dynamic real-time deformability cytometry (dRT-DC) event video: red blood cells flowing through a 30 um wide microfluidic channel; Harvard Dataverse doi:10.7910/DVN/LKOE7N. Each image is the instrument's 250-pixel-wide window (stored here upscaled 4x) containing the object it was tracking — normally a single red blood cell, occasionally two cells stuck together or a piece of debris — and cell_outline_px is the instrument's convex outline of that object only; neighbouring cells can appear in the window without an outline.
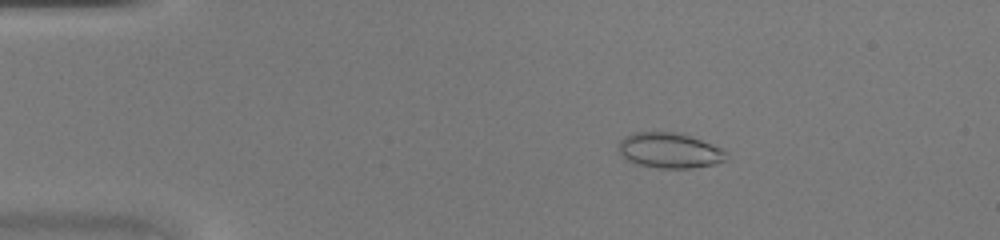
{"species": "common noctule bat (a hibernating species)", "species_latin": "Nyctalus noctula", "temperature_condition": "warm", "stored_images_in_passage": 47, "camera_frame_rate_fps": 3000, "um_per_image_px": 0.085, "animal": {"sex": "female", "body_mass_g": 20.0, "forearm_length_mm": 54.0}, "frame": {"image": 1, "passage_image": 9, "time_ms": 2.667, "image_size_px": [1000, 240], "cell_outline_px": [[728, 160], [716, 164], [692, 168], [660, 168], [636, 164], [624, 160], [620, 152], [620, 140], [624, 136], [636, 132], [680, 132], [712, 144], [720, 148], [724, 152]], "centroid_in_image_um": [56.9, 12.79], "position_along_channel_um": 28.1, "area_um2": 22.25}}
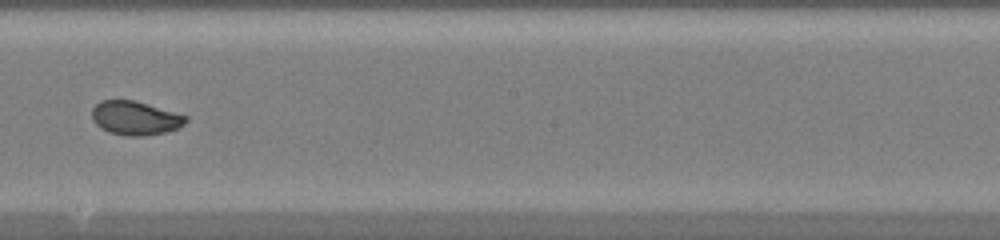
{"frame": {"image": 2, "passage_image": 28, "time_ms": 9.0, "image_size_px": [1000, 240], "cell_outline_px": [[188, 120], [184, 124], [176, 128], [164, 132], [144, 136], [128, 136], [108, 132], [100, 128], [92, 120], [92, 108], [100, 100], [132, 100], [188, 116]], "centroid_in_image_um": [11.45, 10.04], "position_along_channel_um": 236.7, "area_um2": 18.38}}
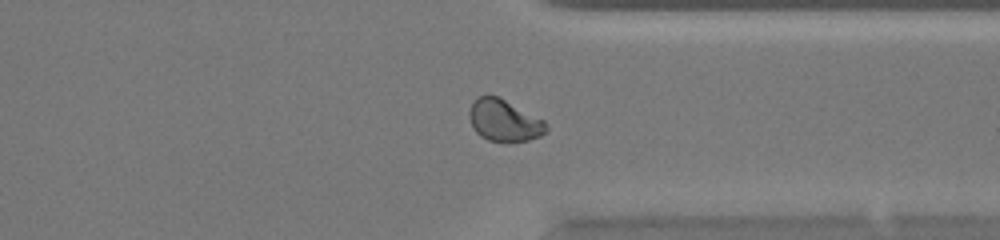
{"frame": {"image": 3, "passage_image": 37, "time_ms": 12.0, "image_size_px": [1000, 240], "cell_outline_px": [[548, 132], [540, 136], [528, 140], [488, 140], [480, 136], [472, 128], [468, 116], [468, 112], [472, 104], [480, 96], [500, 96], [544, 120], [548, 128]], "centroid_in_image_um": [42.86, 10.22], "position_along_channel_um": 368.5, "area_um2": 18.61}}